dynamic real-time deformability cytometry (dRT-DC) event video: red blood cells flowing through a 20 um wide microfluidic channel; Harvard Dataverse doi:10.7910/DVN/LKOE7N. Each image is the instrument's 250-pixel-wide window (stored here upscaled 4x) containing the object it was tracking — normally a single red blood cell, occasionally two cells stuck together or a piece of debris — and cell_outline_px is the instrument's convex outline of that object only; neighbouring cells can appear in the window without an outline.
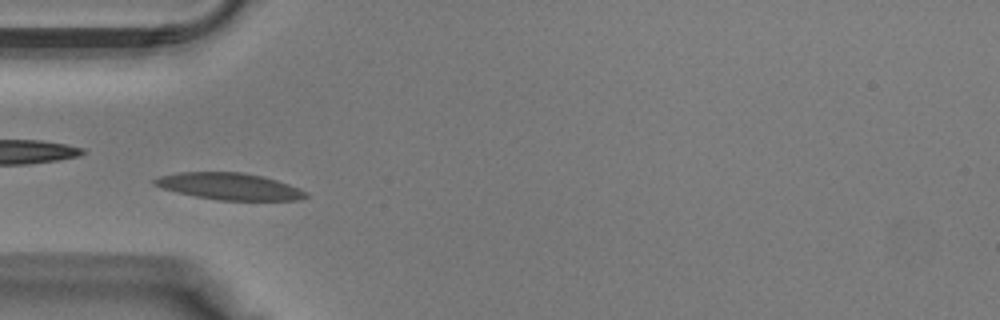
{"species": "Egyptian fruit bat (a non-hibernating species)", "species_latin": "Rousettus aegyptiacus", "temperature_condition": "warm", "stored_images_in_passage": 29, "camera_frame_rate_fps": 3000, "um_per_image_px": 0.085, "animal": {"sex": "male"}, "frame": {"image": 1, "passage_image": 2, "time_ms": 0.333, "image_size_px": [1000, 320], "cell_outline_px": [[308, 196], [300, 200], [220, 200], [196, 196], [164, 188], [152, 184], [152, 180], [160, 176], [180, 172], [244, 172], [264, 176], [300, 188], [308, 192]], "centroid_in_image_um": [19.55, 15.83], "position_along_channel_um": 65.5, "area_um2": 23.47}}
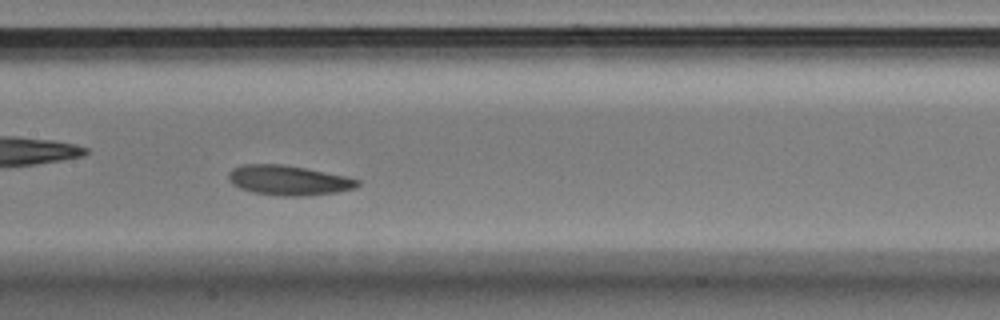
{"frame": {"image": 2, "passage_image": 9, "time_ms": 2.667, "image_size_px": [1000, 320], "cell_outline_px": [[360, 184], [356, 188], [336, 192], [304, 196], [280, 196], [252, 192], [240, 188], [232, 184], [228, 180], [228, 172], [232, 168], [244, 164], [280, 164], [304, 168], [344, 176], [360, 180]], "centroid_in_image_um": [24.49, 15.33], "position_along_channel_um": 182.9, "area_um2": 22.37}}
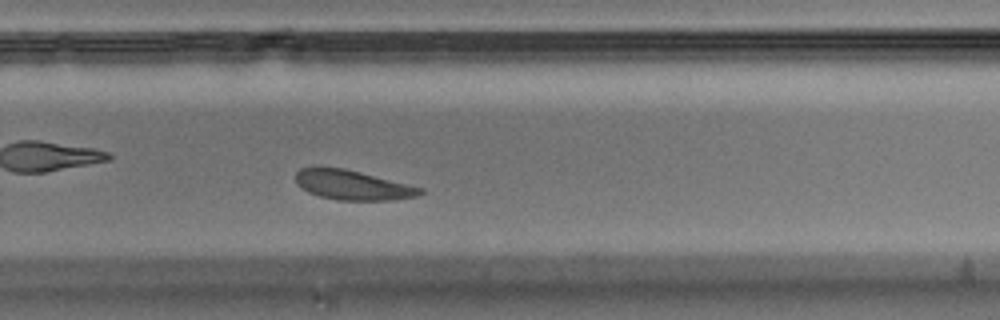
{"frame": {"image": 3, "passage_image": 16, "time_ms": 5.0, "image_size_px": [1000, 320], "cell_outline_px": [[424, 192], [416, 196], [392, 200], [336, 200], [320, 196], [308, 192], [300, 188], [296, 184], [296, 172], [300, 168], [316, 164], [344, 168], [424, 188]], "centroid_in_image_um": [29.88, 15.69], "position_along_channel_um": 299.9, "area_um2": 21.96}}